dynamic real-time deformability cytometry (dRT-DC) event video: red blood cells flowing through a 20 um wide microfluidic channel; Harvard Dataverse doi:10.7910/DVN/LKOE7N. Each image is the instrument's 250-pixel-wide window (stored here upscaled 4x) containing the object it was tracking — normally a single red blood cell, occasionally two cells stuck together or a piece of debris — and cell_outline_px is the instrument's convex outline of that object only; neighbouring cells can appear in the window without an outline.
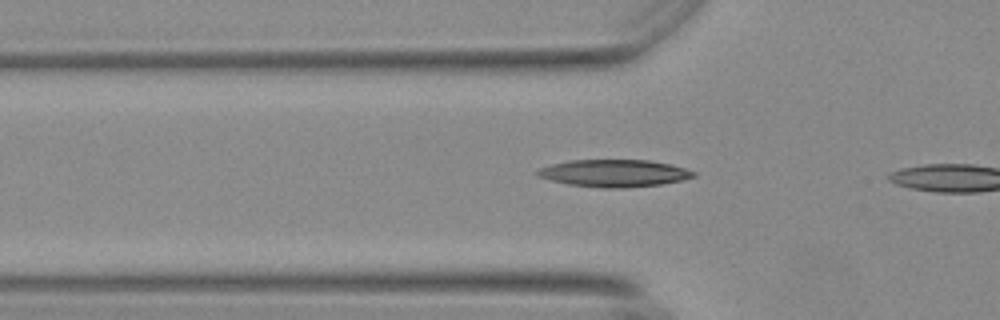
{"species": "Egyptian fruit bat (a non-hibernating species)", "species_latin": "Rousettus aegyptiacus", "temperature_condition": "warm", "stored_images_in_passage": 5, "camera_frame_rate_fps": 3000, "um_per_image_px": 0.085, "animal": {"sex": "female"}, "frame": {"image": 1, "passage_image": 3, "time_ms": 0.667, "image_size_px": [1000, 320], "cell_outline_px": [[696, 176], [684, 180], [660, 184], [624, 188], [604, 188], [568, 184], [536, 176], [536, 172], [540, 168], [552, 164], [568, 160], [648, 160], [672, 164], [696, 172]], "centroid_in_image_um": [52.22, 14.72], "position_along_channel_um": 73.6, "area_um2": 24.8}}